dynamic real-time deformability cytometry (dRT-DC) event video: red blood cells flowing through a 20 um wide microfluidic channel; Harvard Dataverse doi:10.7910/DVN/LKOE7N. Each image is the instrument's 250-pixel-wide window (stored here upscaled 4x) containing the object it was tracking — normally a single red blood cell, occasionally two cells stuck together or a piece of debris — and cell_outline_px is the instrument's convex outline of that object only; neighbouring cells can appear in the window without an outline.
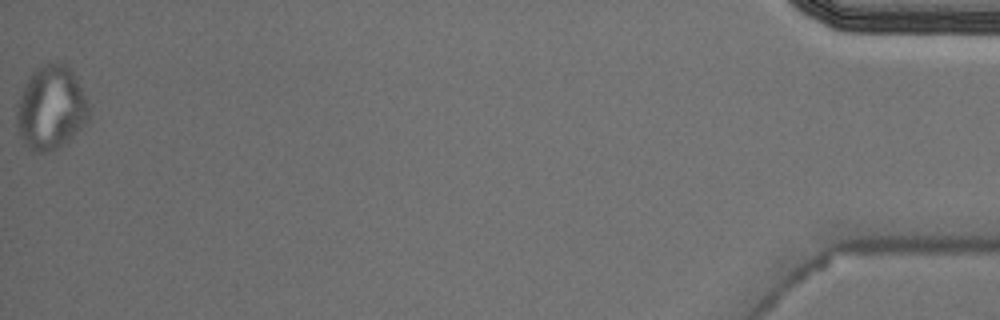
{"species": "Egyptian fruit bat (a non-hibernating species)", "species_latin": "Rousettus aegyptiacus", "temperature_condition": "cold", "stored_images_in_passage": 38, "segment_of_instrument_passage": [2, 2], "camera_frame_rate_fps": 3000, "um_per_image_px": 0.085, "animal": {"sex": "male"}, "frame": {"image": 1, "passage_image": 38, "time_ms": 12.333, "image_size_px": [1000, 320], "cell_outline_px": [[88, 120], [64, 144], [48, 152], [32, 152], [24, 144], [20, 136], [16, 124], [16, 104], [24, 84], [36, 68], [44, 64], [64, 64], [72, 72], [88, 104]], "centroid_in_image_um": [4.27, 9.2], "position_along_channel_um": 430.9, "area_um2": 34.74}}